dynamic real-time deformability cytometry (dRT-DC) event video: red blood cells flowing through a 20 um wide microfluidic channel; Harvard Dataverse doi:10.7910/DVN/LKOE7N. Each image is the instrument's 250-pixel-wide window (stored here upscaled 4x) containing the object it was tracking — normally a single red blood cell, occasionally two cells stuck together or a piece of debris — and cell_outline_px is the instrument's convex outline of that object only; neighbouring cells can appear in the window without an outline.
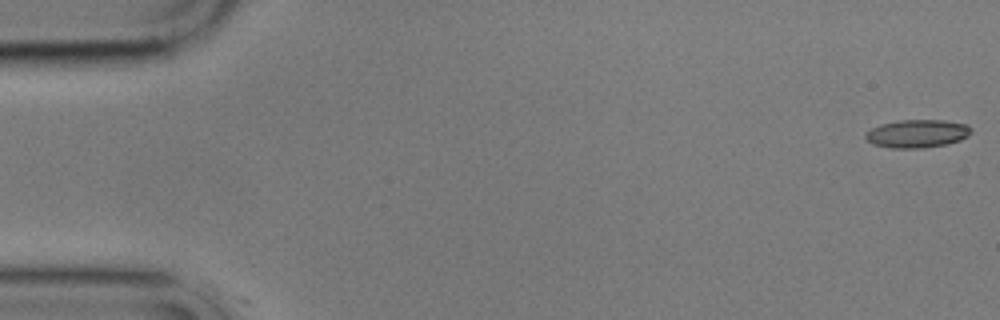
{"species": "common noctule bat (a hibernating species)", "species_latin": "Nyctalus noctula", "temperature_condition": "cold", "stored_images_in_passage": 3, "camera_frame_rate_fps": 3000, "um_per_image_px": 0.085, "animal": {"sex": "male", "body_mass_g": 17.9}, "frame": {"image": 1, "passage_image": 1, "time_ms": 0.0, "image_size_px": [1000, 320], "cell_outline_px": [[972, 132], [968, 136], [960, 140], [948, 144], [924, 148], [892, 148], [872, 144], [864, 136], [864, 132], [880, 124], [896, 120], [944, 120], [968, 124], [972, 128]], "centroid_in_image_um": [77.97, 11.35], "position_along_channel_um": 7.0, "area_um2": 17.57}}